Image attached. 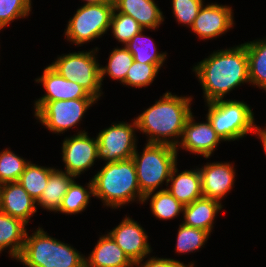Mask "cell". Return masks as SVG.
<instances>
[{
	"instance_id": "obj_1",
	"label": "cell",
	"mask_w": 266,
	"mask_h": 267,
	"mask_svg": "<svg viewBox=\"0 0 266 267\" xmlns=\"http://www.w3.org/2000/svg\"><path fill=\"white\" fill-rule=\"evenodd\" d=\"M206 102L224 99L234 88L250 83L245 44L217 50L193 67Z\"/></svg>"
},
{
	"instance_id": "obj_2",
	"label": "cell",
	"mask_w": 266,
	"mask_h": 267,
	"mask_svg": "<svg viewBox=\"0 0 266 267\" xmlns=\"http://www.w3.org/2000/svg\"><path fill=\"white\" fill-rule=\"evenodd\" d=\"M191 101L192 97L164 93L160 100L135 118L137 131L140 130L148 136L147 143L176 147L180 140L178 138L182 137L185 123L192 113Z\"/></svg>"
},
{
	"instance_id": "obj_3",
	"label": "cell",
	"mask_w": 266,
	"mask_h": 267,
	"mask_svg": "<svg viewBox=\"0 0 266 267\" xmlns=\"http://www.w3.org/2000/svg\"><path fill=\"white\" fill-rule=\"evenodd\" d=\"M92 182L93 196L100 198L107 207L116 209L135 201L136 198V201L142 204L144 195L139 188L132 158L105 163L94 175Z\"/></svg>"
},
{
	"instance_id": "obj_4",
	"label": "cell",
	"mask_w": 266,
	"mask_h": 267,
	"mask_svg": "<svg viewBox=\"0 0 266 267\" xmlns=\"http://www.w3.org/2000/svg\"><path fill=\"white\" fill-rule=\"evenodd\" d=\"M38 229L29 236L17 261L28 267H85V255Z\"/></svg>"
},
{
	"instance_id": "obj_5",
	"label": "cell",
	"mask_w": 266,
	"mask_h": 267,
	"mask_svg": "<svg viewBox=\"0 0 266 267\" xmlns=\"http://www.w3.org/2000/svg\"><path fill=\"white\" fill-rule=\"evenodd\" d=\"M176 147L168 144L147 143L140 155L134 152L137 180L143 195L153 192L164 184L168 186L171 171L177 164Z\"/></svg>"
},
{
	"instance_id": "obj_6",
	"label": "cell",
	"mask_w": 266,
	"mask_h": 267,
	"mask_svg": "<svg viewBox=\"0 0 266 267\" xmlns=\"http://www.w3.org/2000/svg\"><path fill=\"white\" fill-rule=\"evenodd\" d=\"M207 119L222 141L239 140L254 133V114L244 101L223 100L207 102Z\"/></svg>"
},
{
	"instance_id": "obj_7",
	"label": "cell",
	"mask_w": 266,
	"mask_h": 267,
	"mask_svg": "<svg viewBox=\"0 0 266 267\" xmlns=\"http://www.w3.org/2000/svg\"><path fill=\"white\" fill-rule=\"evenodd\" d=\"M97 51L96 47L91 51L62 54L49 66L65 79L78 83L98 100L103 93L101 91V66L95 57Z\"/></svg>"
},
{
	"instance_id": "obj_8",
	"label": "cell",
	"mask_w": 266,
	"mask_h": 267,
	"mask_svg": "<svg viewBox=\"0 0 266 267\" xmlns=\"http://www.w3.org/2000/svg\"><path fill=\"white\" fill-rule=\"evenodd\" d=\"M113 2L84 4L68 21L65 36L69 42L82 45L100 38L110 29Z\"/></svg>"
},
{
	"instance_id": "obj_9",
	"label": "cell",
	"mask_w": 266,
	"mask_h": 267,
	"mask_svg": "<svg viewBox=\"0 0 266 267\" xmlns=\"http://www.w3.org/2000/svg\"><path fill=\"white\" fill-rule=\"evenodd\" d=\"M96 98H78L49 102H35L34 116L49 131L60 134L76 127Z\"/></svg>"
},
{
	"instance_id": "obj_10",
	"label": "cell",
	"mask_w": 266,
	"mask_h": 267,
	"mask_svg": "<svg viewBox=\"0 0 266 267\" xmlns=\"http://www.w3.org/2000/svg\"><path fill=\"white\" fill-rule=\"evenodd\" d=\"M112 124L111 127L101 130L96 136L98 141L97 159H103L106 163L130 159L137 148L135 119L132 124L125 122Z\"/></svg>"
},
{
	"instance_id": "obj_11",
	"label": "cell",
	"mask_w": 266,
	"mask_h": 267,
	"mask_svg": "<svg viewBox=\"0 0 266 267\" xmlns=\"http://www.w3.org/2000/svg\"><path fill=\"white\" fill-rule=\"evenodd\" d=\"M88 133L79 131L77 135L66 137L62 143V160L65 171L75 178L94 165L97 160L98 141Z\"/></svg>"
},
{
	"instance_id": "obj_12",
	"label": "cell",
	"mask_w": 266,
	"mask_h": 267,
	"mask_svg": "<svg viewBox=\"0 0 266 267\" xmlns=\"http://www.w3.org/2000/svg\"><path fill=\"white\" fill-rule=\"evenodd\" d=\"M108 234L135 265L142 262L152 251L145 230L130 217L126 216Z\"/></svg>"
},
{
	"instance_id": "obj_13",
	"label": "cell",
	"mask_w": 266,
	"mask_h": 267,
	"mask_svg": "<svg viewBox=\"0 0 266 267\" xmlns=\"http://www.w3.org/2000/svg\"><path fill=\"white\" fill-rule=\"evenodd\" d=\"M232 7L220 4H207L200 8L191 30L200 39H212L225 34L234 25Z\"/></svg>"
},
{
	"instance_id": "obj_14",
	"label": "cell",
	"mask_w": 266,
	"mask_h": 267,
	"mask_svg": "<svg viewBox=\"0 0 266 267\" xmlns=\"http://www.w3.org/2000/svg\"><path fill=\"white\" fill-rule=\"evenodd\" d=\"M191 113L185 123L181 141L176 149L182 148L193 154L202 155L204 158H210L212 153L219 145L221 138L211 126L208 119L206 122L196 123Z\"/></svg>"
},
{
	"instance_id": "obj_15",
	"label": "cell",
	"mask_w": 266,
	"mask_h": 267,
	"mask_svg": "<svg viewBox=\"0 0 266 267\" xmlns=\"http://www.w3.org/2000/svg\"><path fill=\"white\" fill-rule=\"evenodd\" d=\"M232 163L213 162L199 168L203 197L221 200L234 185L235 170Z\"/></svg>"
},
{
	"instance_id": "obj_16",
	"label": "cell",
	"mask_w": 266,
	"mask_h": 267,
	"mask_svg": "<svg viewBox=\"0 0 266 267\" xmlns=\"http://www.w3.org/2000/svg\"><path fill=\"white\" fill-rule=\"evenodd\" d=\"M37 202L27 193L19 182L0 185V211L28 224L37 212Z\"/></svg>"
},
{
	"instance_id": "obj_17",
	"label": "cell",
	"mask_w": 266,
	"mask_h": 267,
	"mask_svg": "<svg viewBox=\"0 0 266 267\" xmlns=\"http://www.w3.org/2000/svg\"><path fill=\"white\" fill-rule=\"evenodd\" d=\"M35 81L41 83L46 90V94L35 102L94 98L78 83L65 79L50 66L44 68L43 75Z\"/></svg>"
},
{
	"instance_id": "obj_18",
	"label": "cell",
	"mask_w": 266,
	"mask_h": 267,
	"mask_svg": "<svg viewBox=\"0 0 266 267\" xmlns=\"http://www.w3.org/2000/svg\"><path fill=\"white\" fill-rule=\"evenodd\" d=\"M124 251L114 239L107 235L100 236L95 248L88 257H85V267H134Z\"/></svg>"
},
{
	"instance_id": "obj_19",
	"label": "cell",
	"mask_w": 266,
	"mask_h": 267,
	"mask_svg": "<svg viewBox=\"0 0 266 267\" xmlns=\"http://www.w3.org/2000/svg\"><path fill=\"white\" fill-rule=\"evenodd\" d=\"M169 183H171L170 188L166 189L184 206L203 197L199 168L178 173L176 164L171 171Z\"/></svg>"
},
{
	"instance_id": "obj_20",
	"label": "cell",
	"mask_w": 266,
	"mask_h": 267,
	"mask_svg": "<svg viewBox=\"0 0 266 267\" xmlns=\"http://www.w3.org/2000/svg\"><path fill=\"white\" fill-rule=\"evenodd\" d=\"M114 9L134 18L143 29H157L164 21L154 0H113Z\"/></svg>"
},
{
	"instance_id": "obj_21",
	"label": "cell",
	"mask_w": 266,
	"mask_h": 267,
	"mask_svg": "<svg viewBox=\"0 0 266 267\" xmlns=\"http://www.w3.org/2000/svg\"><path fill=\"white\" fill-rule=\"evenodd\" d=\"M222 204L219 200L201 197L183 208V223L187 226L203 229L211 234L214 219Z\"/></svg>"
},
{
	"instance_id": "obj_22",
	"label": "cell",
	"mask_w": 266,
	"mask_h": 267,
	"mask_svg": "<svg viewBox=\"0 0 266 267\" xmlns=\"http://www.w3.org/2000/svg\"><path fill=\"white\" fill-rule=\"evenodd\" d=\"M22 220L0 211V253L9 248L11 258L20 256L26 237V226Z\"/></svg>"
},
{
	"instance_id": "obj_23",
	"label": "cell",
	"mask_w": 266,
	"mask_h": 267,
	"mask_svg": "<svg viewBox=\"0 0 266 267\" xmlns=\"http://www.w3.org/2000/svg\"><path fill=\"white\" fill-rule=\"evenodd\" d=\"M74 178V176L68 174L66 171L53 167L48 178V183L37 201V206L40 205L44 209L57 212Z\"/></svg>"
},
{
	"instance_id": "obj_24",
	"label": "cell",
	"mask_w": 266,
	"mask_h": 267,
	"mask_svg": "<svg viewBox=\"0 0 266 267\" xmlns=\"http://www.w3.org/2000/svg\"><path fill=\"white\" fill-rule=\"evenodd\" d=\"M244 44L247 49L249 82L266 91V38Z\"/></svg>"
},
{
	"instance_id": "obj_25",
	"label": "cell",
	"mask_w": 266,
	"mask_h": 267,
	"mask_svg": "<svg viewBox=\"0 0 266 267\" xmlns=\"http://www.w3.org/2000/svg\"><path fill=\"white\" fill-rule=\"evenodd\" d=\"M143 31L136 34L125 47L132 54L134 61L143 64H153L160 69L167 58V54L165 52H157V47L154 41H152L153 39L143 35Z\"/></svg>"
},
{
	"instance_id": "obj_26",
	"label": "cell",
	"mask_w": 266,
	"mask_h": 267,
	"mask_svg": "<svg viewBox=\"0 0 266 267\" xmlns=\"http://www.w3.org/2000/svg\"><path fill=\"white\" fill-rule=\"evenodd\" d=\"M153 194V195H152ZM150 199V208L152 214L161 220H170L183 213L184 205H182L167 189H160L150 192L143 197L142 204Z\"/></svg>"
},
{
	"instance_id": "obj_27",
	"label": "cell",
	"mask_w": 266,
	"mask_h": 267,
	"mask_svg": "<svg viewBox=\"0 0 266 267\" xmlns=\"http://www.w3.org/2000/svg\"><path fill=\"white\" fill-rule=\"evenodd\" d=\"M52 169L53 167L38 166L30 161L18 180L20 185L36 202L48 183Z\"/></svg>"
},
{
	"instance_id": "obj_28",
	"label": "cell",
	"mask_w": 266,
	"mask_h": 267,
	"mask_svg": "<svg viewBox=\"0 0 266 267\" xmlns=\"http://www.w3.org/2000/svg\"><path fill=\"white\" fill-rule=\"evenodd\" d=\"M91 195H94L92 179L87 184V188L73 180L69 185L68 190L62 199V204L57 212L68 215L80 213L86 209Z\"/></svg>"
},
{
	"instance_id": "obj_29",
	"label": "cell",
	"mask_w": 266,
	"mask_h": 267,
	"mask_svg": "<svg viewBox=\"0 0 266 267\" xmlns=\"http://www.w3.org/2000/svg\"><path fill=\"white\" fill-rule=\"evenodd\" d=\"M108 59V64L105 67H100L101 85L104 80L103 78L106 75L113 80L120 81L123 84L125 82L127 72L134 61L132 54L125 46L122 48L117 47L110 52Z\"/></svg>"
},
{
	"instance_id": "obj_30",
	"label": "cell",
	"mask_w": 266,
	"mask_h": 267,
	"mask_svg": "<svg viewBox=\"0 0 266 267\" xmlns=\"http://www.w3.org/2000/svg\"><path fill=\"white\" fill-rule=\"evenodd\" d=\"M176 240V248L179 254L191 253L193 251L199 250L204 247L205 242H207L210 233L199 228H194L181 223L179 225Z\"/></svg>"
},
{
	"instance_id": "obj_31",
	"label": "cell",
	"mask_w": 266,
	"mask_h": 267,
	"mask_svg": "<svg viewBox=\"0 0 266 267\" xmlns=\"http://www.w3.org/2000/svg\"><path fill=\"white\" fill-rule=\"evenodd\" d=\"M8 149L0 152V185L7 182H18L26 165L30 162Z\"/></svg>"
},
{
	"instance_id": "obj_32",
	"label": "cell",
	"mask_w": 266,
	"mask_h": 267,
	"mask_svg": "<svg viewBox=\"0 0 266 267\" xmlns=\"http://www.w3.org/2000/svg\"><path fill=\"white\" fill-rule=\"evenodd\" d=\"M110 28L114 38L126 46V44L138 33L144 30L131 16L119 13L115 9L112 12Z\"/></svg>"
},
{
	"instance_id": "obj_33",
	"label": "cell",
	"mask_w": 266,
	"mask_h": 267,
	"mask_svg": "<svg viewBox=\"0 0 266 267\" xmlns=\"http://www.w3.org/2000/svg\"><path fill=\"white\" fill-rule=\"evenodd\" d=\"M158 72L159 69L153 64H143L133 61L123 85L138 88L146 87L153 83Z\"/></svg>"
},
{
	"instance_id": "obj_34",
	"label": "cell",
	"mask_w": 266,
	"mask_h": 267,
	"mask_svg": "<svg viewBox=\"0 0 266 267\" xmlns=\"http://www.w3.org/2000/svg\"><path fill=\"white\" fill-rule=\"evenodd\" d=\"M31 0H0V26L5 28L13 20L31 12Z\"/></svg>"
},
{
	"instance_id": "obj_35",
	"label": "cell",
	"mask_w": 266,
	"mask_h": 267,
	"mask_svg": "<svg viewBox=\"0 0 266 267\" xmlns=\"http://www.w3.org/2000/svg\"><path fill=\"white\" fill-rule=\"evenodd\" d=\"M203 3V0H172L176 21L191 28Z\"/></svg>"
},
{
	"instance_id": "obj_36",
	"label": "cell",
	"mask_w": 266,
	"mask_h": 267,
	"mask_svg": "<svg viewBox=\"0 0 266 267\" xmlns=\"http://www.w3.org/2000/svg\"><path fill=\"white\" fill-rule=\"evenodd\" d=\"M135 266L136 267H187L188 265H185L184 263L171 258H159V257L157 258L153 256L147 259L143 263H141V261L138 262Z\"/></svg>"
},
{
	"instance_id": "obj_37",
	"label": "cell",
	"mask_w": 266,
	"mask_h": 267,
	"mask_svg": "<svg viewBox=\"0 0 266 267\" xmlns=\"http://www.w3.org/2000/svg\"><path fill=\"white\" fill-rule=\"evenodd\" d=\"M254 133L259 137L260 141L262 142L266 154V127L262 129L259 126H256Z\"/></svg>"
},
{
	"instance_id": "obj_38",
	"label": "cell",
	"mask_w": 266,
	"mask_h": 267,
	"mask_svg": "<svg viewBox=\"0 0 266 267\" xmlns=\"http://www.w3.org/2000/svg\"><path fill=\"white\" fill-rule=\"evenodd\" d=\"M86 1L87 4H99V3H105V2H113V0H83Z\"/></svg>"
},
{
	"instance_id": "obj_39",
	"label": "cell",
	"mask_w": 266,
	"mask_h": 267,
	"mask_svg": "<svg viewBox=\"0 0 266 267\" xmlns=\"http://www.w3.org/2000/svg\"><path fill=\"white\" fill-rule=\"evenodd\" d=\"M187 267H194V265L191 263V264H189Z\"/></svg>"
}]
</instances>
